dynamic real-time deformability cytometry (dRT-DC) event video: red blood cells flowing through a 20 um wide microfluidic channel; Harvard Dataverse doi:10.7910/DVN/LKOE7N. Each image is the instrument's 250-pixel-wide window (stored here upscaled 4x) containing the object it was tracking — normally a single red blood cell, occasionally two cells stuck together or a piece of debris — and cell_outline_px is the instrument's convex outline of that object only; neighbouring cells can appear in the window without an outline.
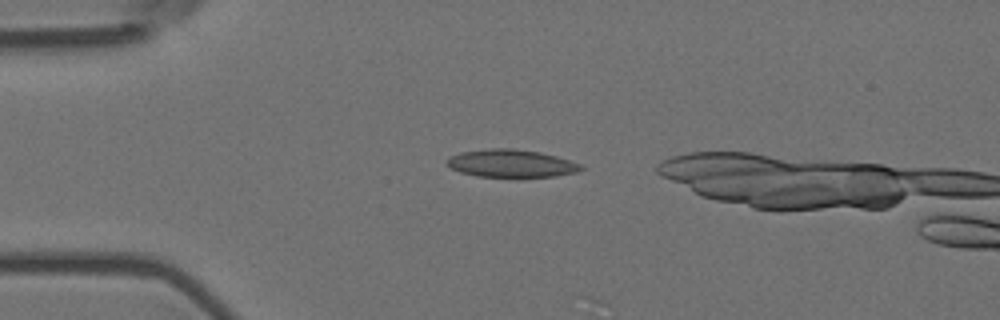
{"species": "Egyptian fruit bat (a non-hibernating species)", "species_latin": "Rousettus aegyptiacus", "temperature_condition": "room temperature", "stored_images_in_passage": 6, "camera_frame_rate_fps": 3000, "um_per_image_px": 0.085, "animal": {"sex": "female"}, "frame": {"image": 1, "passage_image": 2, "time_ms": 0.333, "image_size_px": [1000, 320], "cell_outline_px": [[584, 168], [576, 172], [556, 176], [476, 176], [460, 172], [444, 164], [444, 160], [448, 156], [460, 152], [488, 148], [512, 148], [540, 152], [556, 156], [580, 164]], "centroid_in_image_um": [43.37, 13.87], "position_along_channel_um": 41.6, "area_um2": 21.62}}
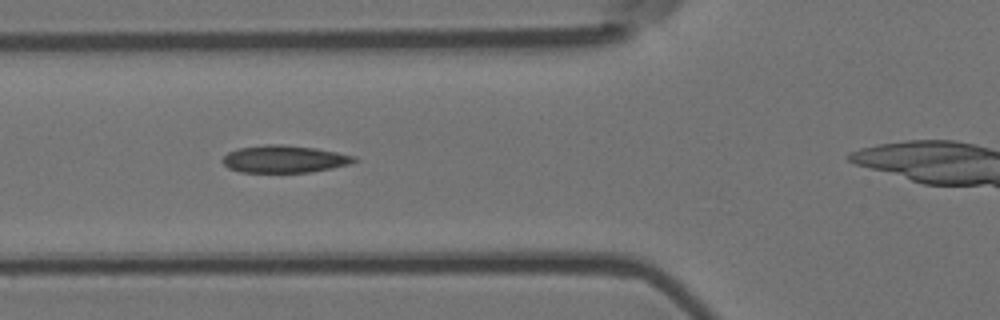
{"frame": {"image": 2, "passage_image": 4, "time_ms": 1.0, "image_size_px": [1000, 320], "cell_outline_px": [[360, 160], [352, 164], [332, 168], [308, 172], [240, 172], [228, 168], [220, 160], [228, 152], [240, 148], [264, 144], [280, 144], [316, 148], [356, 156]], "centroid_in_image_um": [24.19, 13.52], "position_along_channel_um": 101.6, "area_um2": 21.1}}
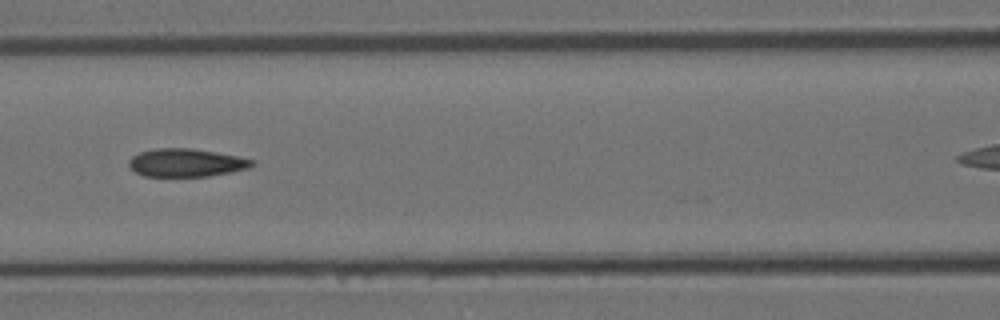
{"frame": {"image": 3, "passage_image": 5, "time_ms": 1.333, "image_size_px": [1000, 320], "cell_outline_px": [[256, 164], [248, 168], [232, 172], [208, 176], [144, 176], [136, 172], [128, 164], [128, 160], [132, 156], [140, 152], [156, 148], [192, 148], [216, 152], [256, 160]], "centroid_in_image_um": [15.85, 13.82], "position_along_channel_um": 150.8, "area_um2": 20.17}}